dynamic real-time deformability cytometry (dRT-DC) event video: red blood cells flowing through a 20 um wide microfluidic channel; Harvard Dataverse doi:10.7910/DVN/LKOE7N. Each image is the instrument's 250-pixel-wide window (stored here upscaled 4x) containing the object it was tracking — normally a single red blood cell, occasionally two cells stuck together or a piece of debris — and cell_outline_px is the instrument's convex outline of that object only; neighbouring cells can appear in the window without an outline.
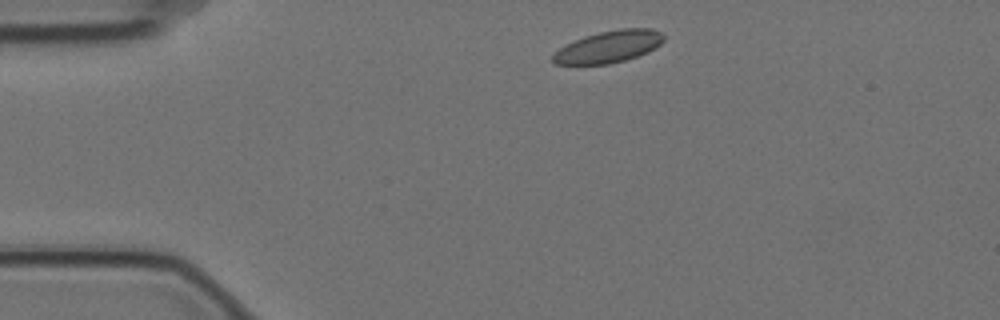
{"species": "Egyptian fruit bat (a non-hibernating species)", "species_latin": "Rousettus aegyptiacus", "temperature_condition": "cold", "stored_images_in_passage": 2, "camera_frame_rate_fps": 3000, "um_per_image_px": 0.085, "animal": {"sex": "female"}, "frame": {"image": 1, "passage_image": 1, "time_ms": 0.0, "image_size_px": [1000, 320], "cell_outline_px": [[664, 40], [660, 44], [648, 52], [624, 60], [608, 64], [556, 64], [552, 60], [552, 56], [560, 48], [584, 36], [600, 32], [620, 28], [652, 28], [660, 32], [664, 36]], "centroid_in_image_um": [51.77, 3.96], "position_along_channel_um": 33.2, "area_um2": 20.35}}